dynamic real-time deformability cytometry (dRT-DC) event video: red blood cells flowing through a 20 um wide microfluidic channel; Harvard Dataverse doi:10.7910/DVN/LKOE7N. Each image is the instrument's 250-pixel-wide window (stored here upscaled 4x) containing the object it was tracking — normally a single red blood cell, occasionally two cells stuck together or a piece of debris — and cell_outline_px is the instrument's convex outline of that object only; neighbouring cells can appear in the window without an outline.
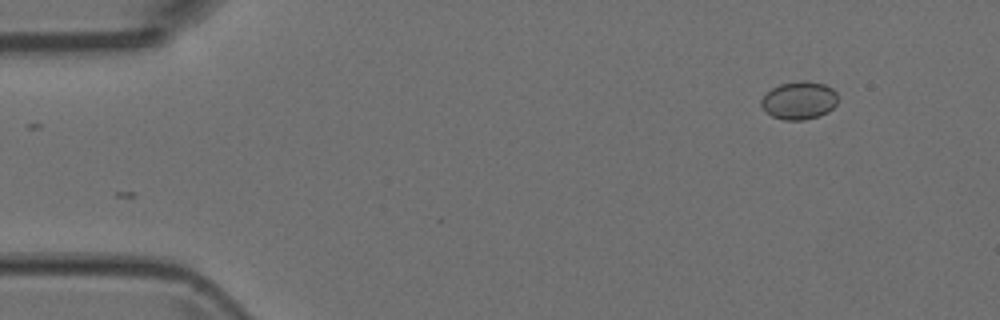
{"species": "Egyptian fruit bat (a non-hibernating species)", "species_latin": "Rousettus aegyptiacus", "temperature_condition": "room temperature", "stored_images_in_passage": 3, "camera_frame_rate_fps": 3000, "um_per_image_px": 0.085, "animal": {"sex": "female"}, "frame": {"image": 1, "passage_image": 3, "time_ms": 0.667, "image_size_px": [1000, 320], "cell_outline_px": [[836, 104], [828, 112], [804, 120], [784, 120], [772, 116], [760, 104], [760, 100], [772, 88], [780, 84], [800, 80], [808, 80], [824, 84], [832, 88], [836, 92]], "centroid_in_image_um": [67.92, 8.52], "position_along_channel_um": 17.1, "area_um2": 16.82}}